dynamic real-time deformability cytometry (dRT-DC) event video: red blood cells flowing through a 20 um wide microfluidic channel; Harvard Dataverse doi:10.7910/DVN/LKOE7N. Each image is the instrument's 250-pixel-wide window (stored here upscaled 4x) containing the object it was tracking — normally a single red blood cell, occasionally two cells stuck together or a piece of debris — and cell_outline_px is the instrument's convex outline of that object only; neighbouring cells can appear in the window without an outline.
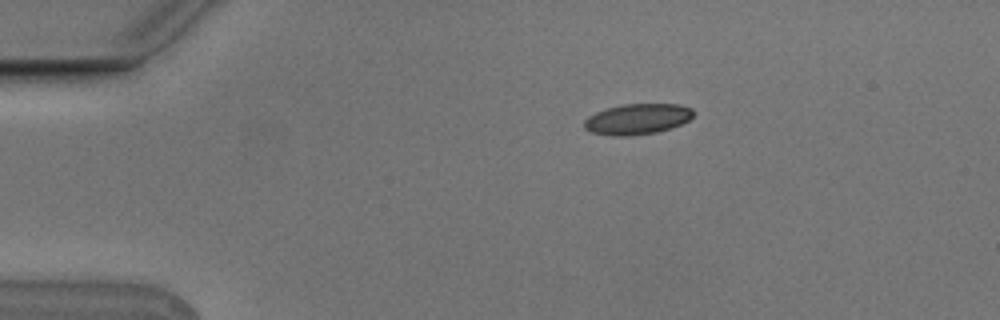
{"species": "Egyptian fruit bat (a non-hibernating species)", "species_latin": "Rousettus aegyptiacus", "temperature_condition": "cold", "stored_images_in_passage": 6, "camera_frame_rate_fps": 3000, "um_per_image_px": 0.085, "animal": {"sex": "male"}, "frame": {"image": 1, "passage_image": 1, "time_ms": 0.0, "image_size_px": [1000, 320], "cell_outline_px": [[692, 116], [688, 120], [672, 128], [656, 132], [632, 136], [612, 136], [592, 132], [584, 128], [584, 120], [588, 116], [596, 112], [608, 108], [624, 104], [680, 104], [692, 108]], "centroid_in_image_um": [54.16, 10.12], "position_along_channel_um": 30.8, "area_um2": 19.48}}
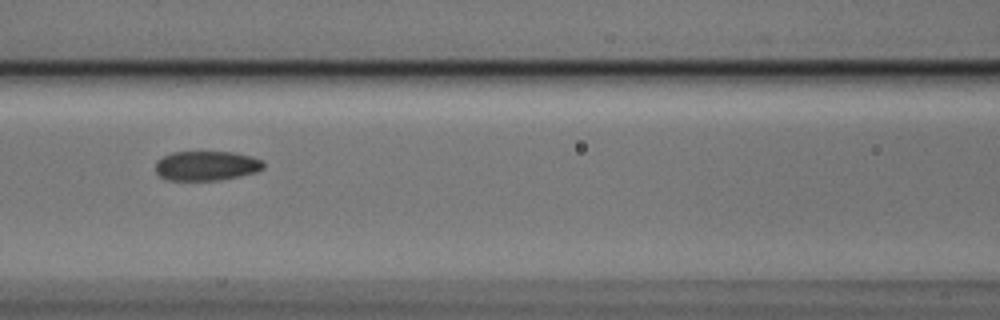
{"frame": {"image": 2, "passage_image": 5, "time_ms": 1.333, "image_size_px": [1000, 320], "cell_outline_px": [[264, 168], [256, 172], [240, 176], [220, 180], [168, 180], [160, 176], [156, 172], [156, 160], [172, 152], [236, 152], [252, 156], [260, 160], [264, 164]], "centroid_in_image_um": [17.55, 14.09], "position_along_channel_um": 149.0, "area_um2": 18.67}}
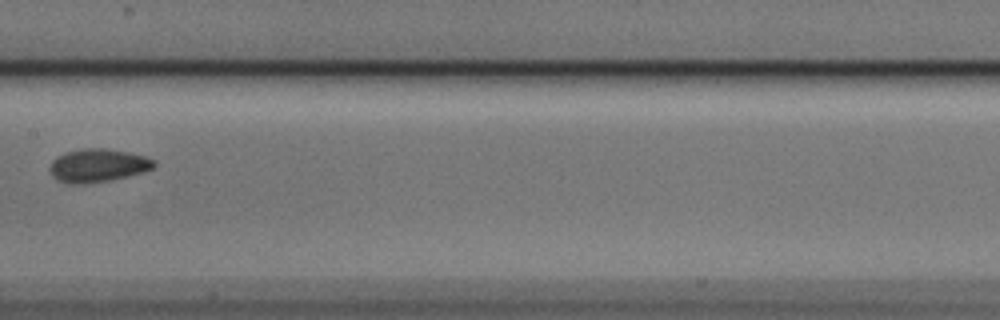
{"frame": {"image": 3, "passage_image": 6, "time_ms": 1.667, "image_size_px": [1000, 320], "cell_outline_px": [[156, 164], [152, 168], [128, 176], [108, 180], [76, 184], [68, 184], [56, 180], [52, 176], [48, 168], [52, 160], [56, 156], [64, 152], [84, 148], [100, 148], [128, 152], [144, 156], [156, 160]], "centroid_in_image_um": [8.25, 14.06], "position_along_channel_um": 199.1, "area_um2": 20.11}}